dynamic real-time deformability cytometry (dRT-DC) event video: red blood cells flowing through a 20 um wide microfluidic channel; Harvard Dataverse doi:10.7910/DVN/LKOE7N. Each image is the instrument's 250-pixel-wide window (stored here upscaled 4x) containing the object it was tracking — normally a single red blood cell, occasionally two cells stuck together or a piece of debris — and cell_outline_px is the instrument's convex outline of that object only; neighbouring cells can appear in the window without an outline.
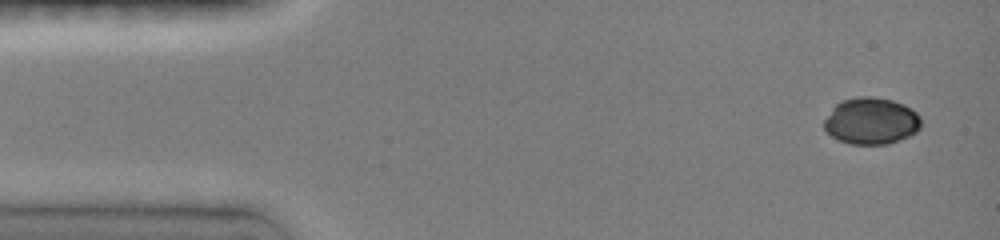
{"species": "common noctule bat (a hibernating species)", "species_latin": "Nyctalus noctula", "temperature_condition": "room temperature", "stored_images_in_passage": 11, "camera_frame_rate_fps": 3000, "um_per_image_px": 0.085, "animal": {"sex": "female", "body_mass_g": 19.0, "forearm_length_mm": 51.5}, "frame": {"image": 1, "passage_image": 1, "time_ms": 0.0, "image_size_px": [1000, 240], "cell_outline_px": [[920, 128], [916, 132], [908, 136], [888, 144], [848, 144], [832, 136], [824, 128], [824, 120], [832, 108], [836, 104], [844, 100], [860, 96], [872, 96], [892, 100], [904, 104], [912, 108], [920, 116]], "centroid_in_image_um": [74.06, 10.28], "position_along_channel_um": 10.9, "area_um2": 26.36}}
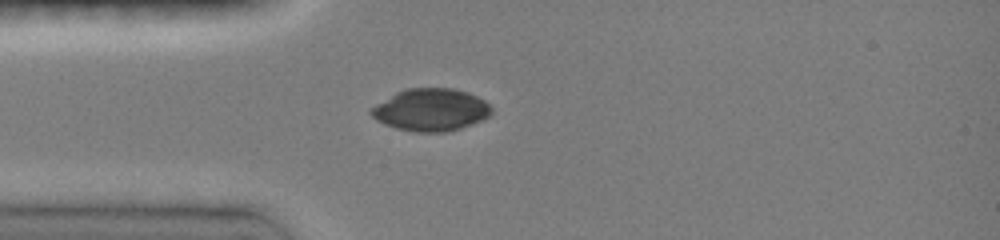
{"frame": {"image": 2, "passage_image": 10, "time_ms": 3.333, "image_size_px": [1000, 240], "cell_outline_px": [[492, 112], [488, 116], [480, 120], [460, 128], [444, 132], [416, 132], [396, 128], [384, 124], [376, 120], [368, 112], [376, 104], [396, 92], [404, 88], [452, 88], [468, 92], [484, 100], [492, 108]], "centroid_in_image_um": [36.59, 9.32], "position_along_channel_um": 48.4, "area_um2": 29.59}}